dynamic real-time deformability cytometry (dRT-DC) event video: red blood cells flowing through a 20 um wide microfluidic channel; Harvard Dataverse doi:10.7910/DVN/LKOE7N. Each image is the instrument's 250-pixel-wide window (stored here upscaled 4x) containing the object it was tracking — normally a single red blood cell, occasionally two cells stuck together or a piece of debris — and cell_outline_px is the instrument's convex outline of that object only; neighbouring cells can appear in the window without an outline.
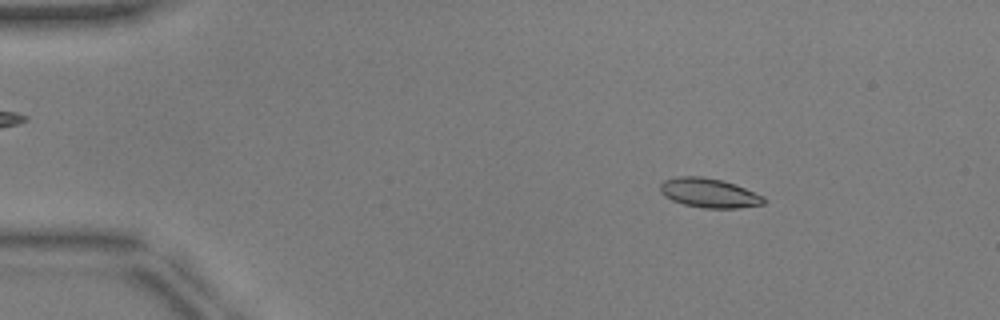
{"species": "common noctule bat (a hibernating species)", "species_latin": "Nyctalus noctula", "temperature_condition": "warm", "stored_images_in_passage": 45, "camera_frame_rate_fps": 3000, "um_per_image_px": 0.085, "animal": {"sex": "male", "body_mass_g": 17.9, "forearm_length_mm": 54.2}, "frame": {"image": 1, "passage_image": 1, "time_ms": 0.0, "image_size_px": [1000, 320], "cell_outline_px": [[768, 200], [764, 204], [740, 208], [704, 208], [684, 204], [672, 200], [664, 196], [660, 192], [660, 184], [664, 180], [676, 176], [704, 176], [720, 180], [744, 188], [764, 196]], "centroid_in_image_um": [60.27, 16.4], "position_along_channel_um": 24.7, "area_um2": 17.74}}
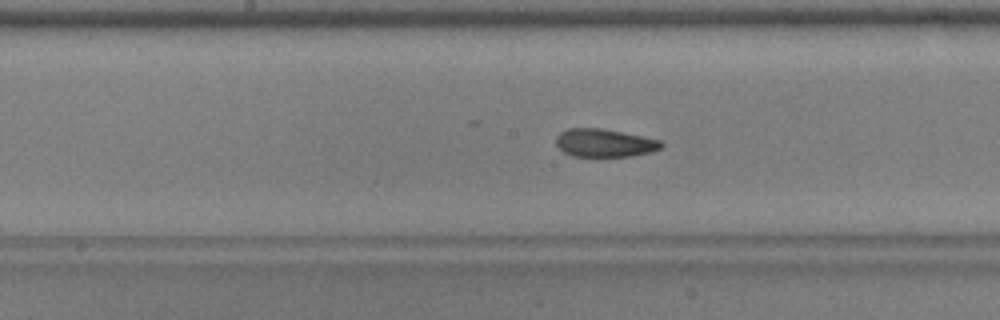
{"frame": {"image": 2, "passage_image": 20, "time_ms": 6.333, "image_size_px": [1000, 320], "cell_outline_px": [[664, 144], [660, 148], [652, 152], [632, 156], [572, 156], [564, 152], [556, 144], [556, 136], [560, 132], [568, 128], [600, 128], [660, 140]], "centroid_in_image_um": [51.36, 12.15], "position_along_channel_um": 196.8, "area_um2": 17.05}}
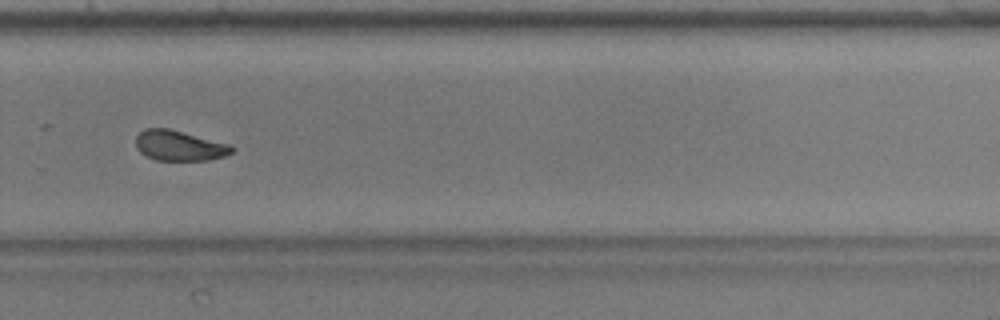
{"frame": {"image": 3, "passage_image": 29, "time_ms": 9.333, "image_size_px": [1000, 320], "cell_outline_px": [[236, 148], [232, 152], [224, 156], [208, 160], [156, 160], [140, 152], [136, 148], [136, 136], [144, 128], [168, 128], [232, 144]], "centroid_in_image_um": [15.27, 12.37], "position_along_channel_um": 314.5, "area_um2": 17.05}, "authors_computed_cell_mechanics": {"area_um2": 18.1492, "velocity_mm_per_s": 3.9346, "shape_relaxation_time_tau1_ms": 4.8747, "shape_relaxation_time_tau2_ms": 1.6034, "deformation_change_tau1": 0.1271, "deformation_change_tau2": 0.0726}}